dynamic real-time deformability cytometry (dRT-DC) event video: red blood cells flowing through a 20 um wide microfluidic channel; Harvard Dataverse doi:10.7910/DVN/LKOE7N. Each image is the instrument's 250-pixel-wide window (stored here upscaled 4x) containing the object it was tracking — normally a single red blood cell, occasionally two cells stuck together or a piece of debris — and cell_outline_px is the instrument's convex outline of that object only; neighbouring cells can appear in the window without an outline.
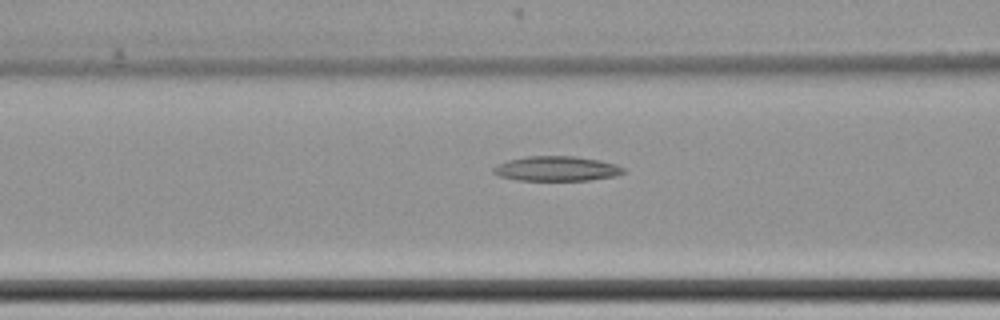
{"species": "common noctule bat (a hibernating species)", "species_latin": "Nyctalus noctula", "temperature_condition": "cold", "stored_images_in_passage": 25, "camera_frame_rate_fps": 3000, "um_per_image_px": 0.085, "animal": {"sex": "female", "body_mass_g": 22.7, "forearm_length_mm": 54.2}, "frame": {"image": 1, "passage_image": 5, "time_ms": 1.333, "image_size_px": [1000, 320], "cell_outline_px": [[628, 172], [616, 176], [588, 180], [516, 180], [500, 176], [492, 172], [492, 168], [496, 164], [508, 160], [524, 156], [572, 156], [600, 160], [616, 164], [624, 168]], "centroid_in_image_um": [47.31, 14.33], "position_along_channel_um": 119.3, "area_um2": 18.96}}
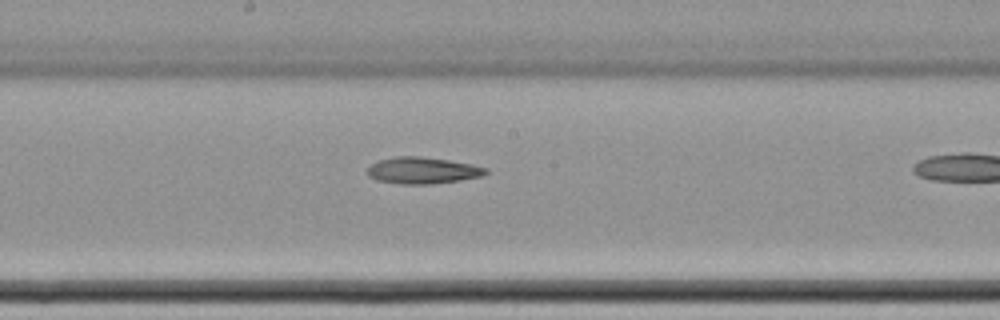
{"frame": {"image": 2, "passage_image": 13, "time_ms": 4.0, "image_size_px": [1000, 320], "cell_outline_px": [[488, 172], [480, 176], [460, 180], [428, 184], [400, 184], [376, 180], [368, 176], [368, 168], [372, 164], [380, 160], [396, 156], [420, 156], [448, 160], [472, 164], [488, 168]], "centroid_in_image_um": [35.91, 14.48], "position_along_channel_um": 212.3, "area_um2": 18.21}}
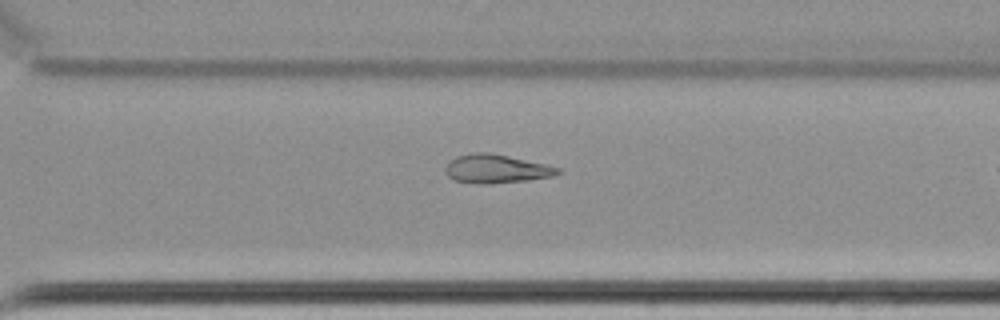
{"frame": {"image": 3, "passage_image": 23, "time_ms": 7.333, "image_size_px": [1000, 320], "cell_outline_px": [[564, 172], [552, 176], [528, 180], [492, 184], [480, 184], [452, 180], [448, 176], [444, 168], [456, 156], [472, 152], [488, 152], [548, 164], [560, 168]], "centroid_in_image_um": [42.21, 14.35], "position_along_channel_um": 328.4, "area_um2": 18.96}}